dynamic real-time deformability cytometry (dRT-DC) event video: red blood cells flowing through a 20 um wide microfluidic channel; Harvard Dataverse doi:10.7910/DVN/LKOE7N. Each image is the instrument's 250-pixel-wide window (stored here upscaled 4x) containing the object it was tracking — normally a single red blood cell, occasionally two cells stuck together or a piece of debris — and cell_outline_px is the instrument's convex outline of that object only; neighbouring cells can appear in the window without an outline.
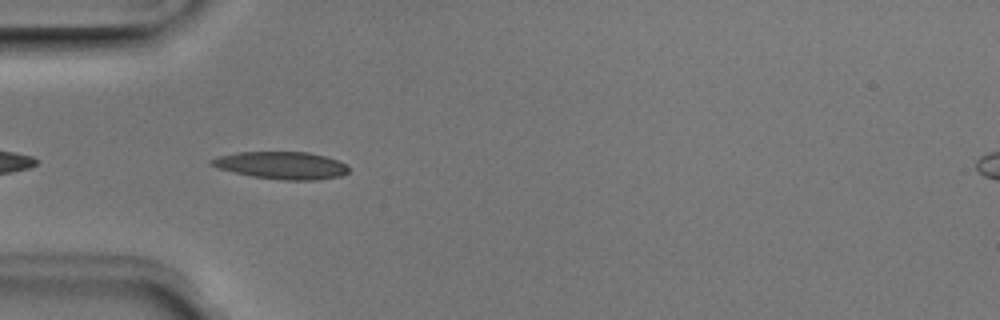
{"species": "Egyptian fruit bat (a non-hibernating species)", "species_latin": "Rousettus aegyptiacus", "temperature_condition": "room temperature", "stored_images_in_passage": 6, "camera_frame_rate_fps": 3000, "um_per_image_px": 0.085, "animal": {"sex": "male"}, "frame": {"image": 1, "passage_image": 5, "time_ms": 1.333, "image_size_px": [1000, 320], "cell_outline_px": [[348, 172], [340, 176], [316, 180], [280, 180], [252, 176], [220, 168], [208, 164], [208, 160], [216, 156], [236, 152], [308, 152], [324, 156], [336, 160], [344, 164], [348, 168]], "centroid_in_image_um": [23.88, 14.05], "position_along_channel_um": 61.1, "area_um2": 21.79}}